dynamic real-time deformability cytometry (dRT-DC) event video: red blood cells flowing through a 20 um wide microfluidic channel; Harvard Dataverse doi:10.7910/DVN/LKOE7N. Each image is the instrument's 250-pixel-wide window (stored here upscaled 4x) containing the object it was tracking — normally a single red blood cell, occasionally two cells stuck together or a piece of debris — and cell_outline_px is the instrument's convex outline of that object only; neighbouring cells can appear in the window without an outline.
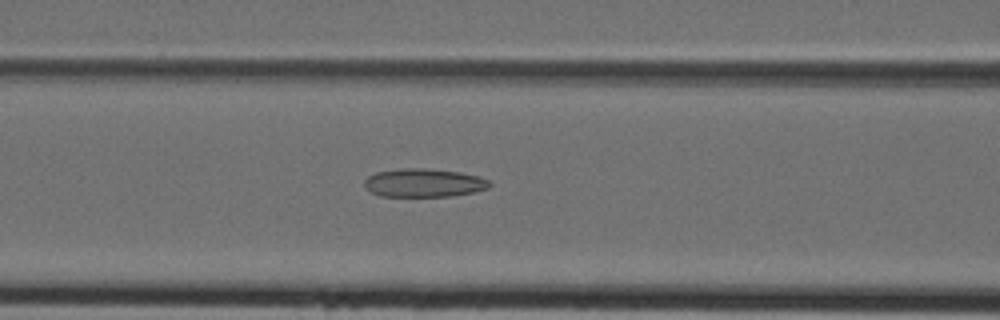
{"species": "Egyptian fruit bat (a non-hibernating species)", "species_latin": "Rousettus aegyptiacus", "temperature_condition": "cold", "stored_images_in_passage": 37, "camera_frame_rate_fps": 3000, "um_per_image_px": 0.085, "animal": {"sex": "female"}, "frame": {"image": 1, "passage_image": 12, "time_ms": 3.667, "image_size_px": [1000, 320], "cell_outline_px": [[492, 184], [488, 188], [472, 192], [448, 196], [380, 196], [364, 188], [364, 180], [368, 176], [376, 172], [400, 168], [424, 168], [460, 172], [476, 176], [488, 180]], "centroid_in_image_um": [35.98, 15.53], "position_along_channel_um": 130.6, "area_um2": 20.63}}
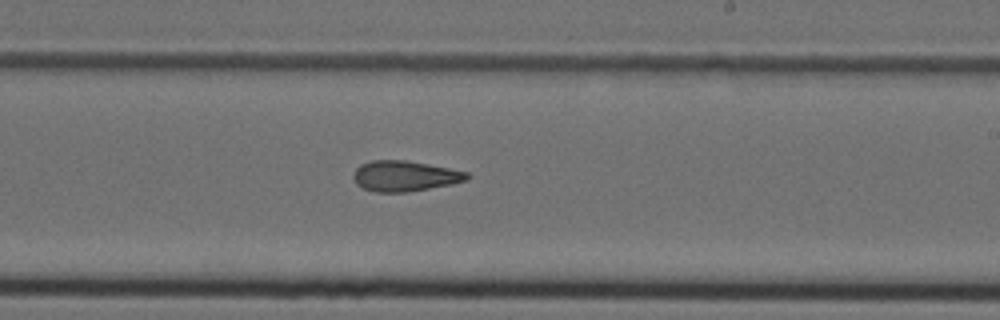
{"frame": {"image": 2, "passage_image": 20, "time_ms": 6.333, "image_size_px": [1000, 320], "cell_outline_px": [[472, 176], [468, 180], [452, 184], [408, 192], [376, 192], [364, 188], [356, 184], [352, 176], [356, 168], [360, 164], [372, 160], [404, 160], [428, 164], [468, 172]], "centroid_in_image_um": [34.41, 14.96], "position_along_channel_um": 254.6, "area_um2": 20.29}}
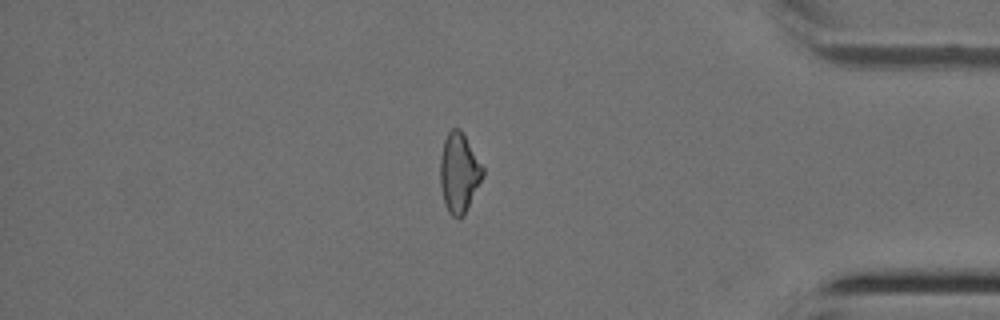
{"frame": {"image": 3, "passage_image": 31, "time_ms": 10.0, "image_size_px": [1000, 320], "cell_outline_px": [[484, 176], [464, 216], [452, 216], [448, 212], [444, 204], [440, 184], [440, 156], [444, 140], [448, 132], [452, 128], [460, 128], [484, 168]], "centroid_in_image_um": [39.02, 14.69], "position_along_channel_um": 396.2, "area_um2": 19.83}}